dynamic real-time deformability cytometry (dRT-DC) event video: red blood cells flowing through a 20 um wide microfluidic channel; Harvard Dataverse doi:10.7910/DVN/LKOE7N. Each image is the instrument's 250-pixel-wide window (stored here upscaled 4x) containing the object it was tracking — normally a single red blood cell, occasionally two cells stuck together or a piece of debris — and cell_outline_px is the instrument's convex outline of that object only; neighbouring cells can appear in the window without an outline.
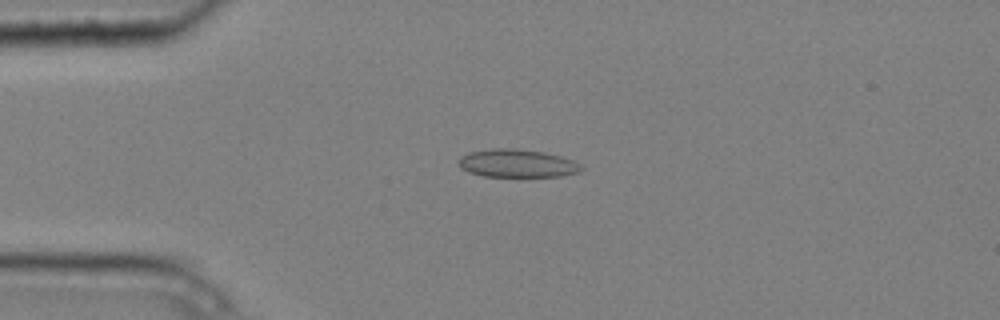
{"species": "common noctule bat (a hibernating species)", "species_latin": "Nyctalus noctula", "temperature_condition": "cold", "stored_images_in_passage": 8, "camera_frame_rate_fps": 3000, "um_per_image_px": 0.085, "animal": {"sex": "male", "body_mass_g": 20.4}, "frame": {"image": 1, "passage_image": 4, "time_ms": 1.0, "image_size_px": [1000, 320], "cell_outline_px": [[584, 168], [580, 172], [560, 176], [484, 176], [468, 172], [460, 168], [456, 160], [460, 156], [468, 152], [492, 148], [516, 148], [544, 152], [560, 156], [572, 160], [580, 164]], "centroid_in_image_um": [43.91, 13.87], "position_along_channel_um": 41.1, "area_um2": 20.23}}
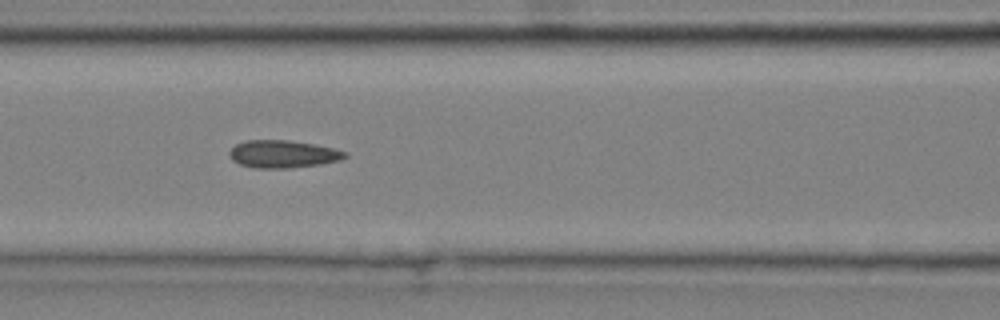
{"frame": {"image": 2, "passage_image": 7, "time_ms": 2.0, "image_size_px": [1000, 320], "cell_outline_px": [[348, 156], [340, 160], [320, 164], [288, 168], [256, 168], [240, 164], [232, 160], [228, 156], [228, 152], [236, 144], [244, 140], [288, 140], [312, 144], [332, 148], [348, 152]], "centroid_in_image_um": [24.02, 13.09], "position_along_channel_um": 142.6, "area_um2": 18.55}}
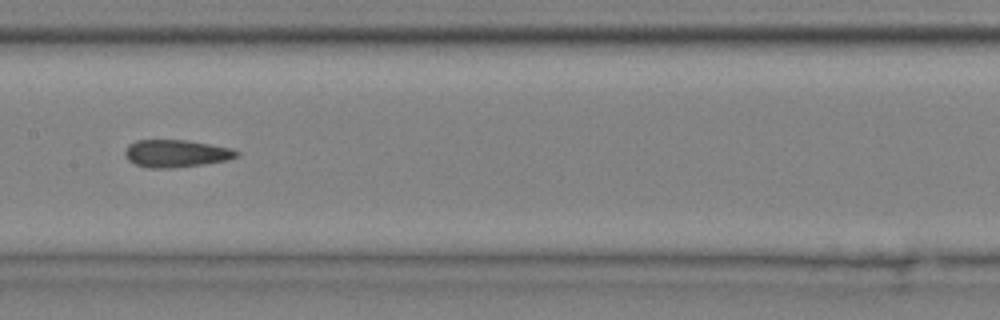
{"frame": {"image": 3, "passage_image": 8, "time_ms": 2.333, "image_size_px": [1000, 320], "cell_outline_px": [[240, 156], [228, 160], [204, 164], [172, 168], [148, 168], [136, 164], [128, 160], [124, 156], [124, 152], [128, 144], [136, 140], [188, 140], [232, 148], [240, 152]], "centroid_in_image_um": [14.98, 13.04], "position_along_channel_um": 192.4, "area_um2": 18.09}}